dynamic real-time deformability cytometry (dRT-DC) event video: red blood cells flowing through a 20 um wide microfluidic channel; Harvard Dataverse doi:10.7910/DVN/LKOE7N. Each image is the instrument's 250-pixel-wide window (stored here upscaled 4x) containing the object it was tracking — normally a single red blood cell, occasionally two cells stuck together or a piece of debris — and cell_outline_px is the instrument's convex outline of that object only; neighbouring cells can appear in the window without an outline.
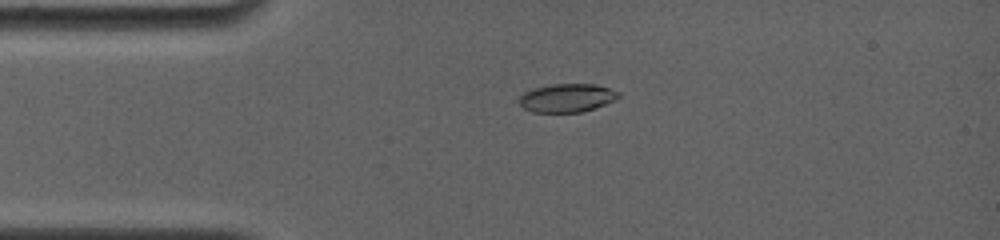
{"species": "common noctule bat (a hibernating species)", "species_latin": "Nyctalus noctula", "temperature_condition": "room temperature", "stored_images_in_passage": 34, "camera_frame_rate_fps": 4000, "um_per_image_px": 0.085, "animal": {"sex": "female", "body_mass_g": 19.0, "forearm_length_mm": 56.7}, "frame": {"image": 1, "passage_image": 4, "time_ms": 0.75, "image_size_px": [1000, 240], "cell_outline_px": [[620, 96], [616, 100], [596, 108], [580, 112], [532, 112], [524, 108], [520, 104], [520, 96], [524, 92], [536, 88], [552, 84], [596, 84], [620, 92]], "centroid_in_image_um": [48.23, 8.32], "position_along_channel_um": 36.8, "area_um2": 16.42}}
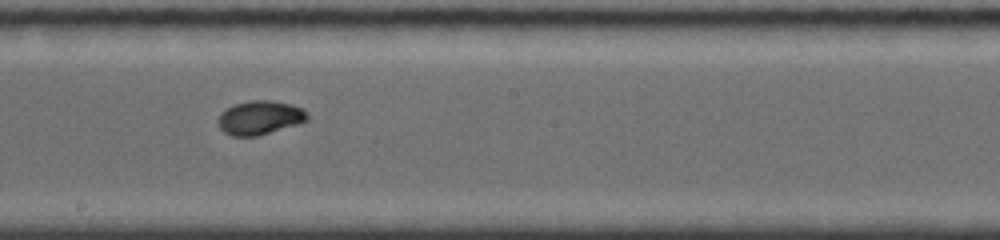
{"frame": {"image": 2, "passage_image": 17, "time_ms": 4.0, "image_size_px": [1000, 240], "cell_outline_px": [[308, 120], [296, 124], [256, 136], [232, 136], [224, 132], [220, 128], [216, 120], [220, 112], [236, 104], [252, 100], [272, 100], [304, 108], [308, 116]], "centroid_in_image_um": [22.05, 10.0], "position_along_channel_um": 226.1, "area_um2": 17.46}}
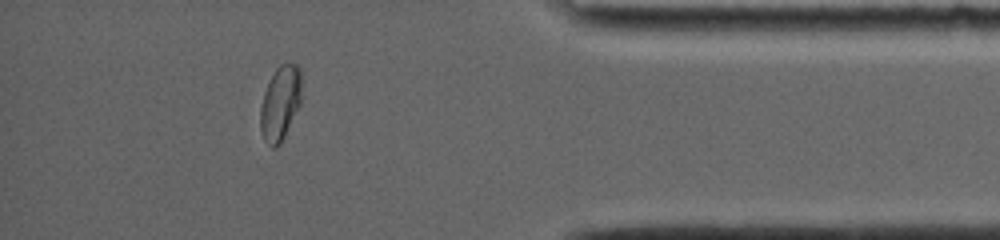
{"frame": {"image": 3, "passage_image": 30, "time_ms": 7.25, "image_size_px": [1000, 240], "cell_outline_px": [[300, 104], [280, 144], [276, 148], [272, 148], [264, 140], [260, 128], [260, 108], [264, 92], [276, 68], [280, 64], [296, 64], [300, 68]], "centroid_in_image_um": [23.8, 8.79], "position_along_channel_um": 411.4, "area_um2": 17.57}}